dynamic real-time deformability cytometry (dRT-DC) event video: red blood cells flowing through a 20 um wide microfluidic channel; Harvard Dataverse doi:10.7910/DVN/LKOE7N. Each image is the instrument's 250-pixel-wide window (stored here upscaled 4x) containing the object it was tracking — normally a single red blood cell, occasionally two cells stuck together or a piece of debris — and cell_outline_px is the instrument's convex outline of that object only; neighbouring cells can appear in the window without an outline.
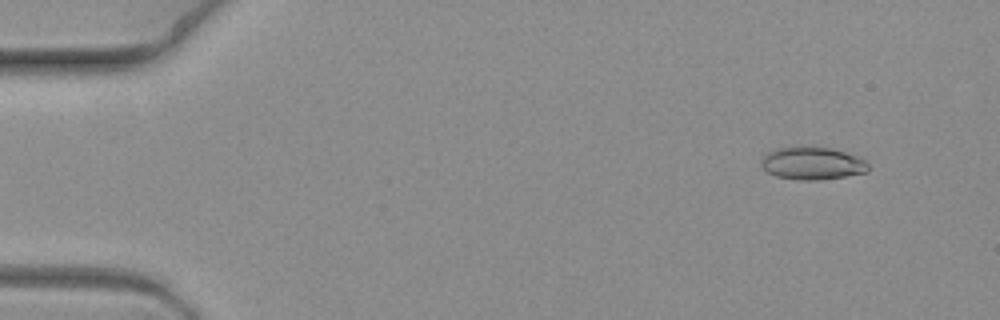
{"species": "common noctule bat (a hibernating species)", "species_latin": "Nyctalus noctula", "temperature_condition": "warm", "stored_images_in_passage": 7, "camera_frame_rate_fps": 3000, "um_per_image_px": 0.085, "animal": {"sex": "female", "body_mass_g": 19.3, "forearm_length_mm": 54.1}, "frame": {"image": 1, "passage_image": 2, "time_ms": 0.333, "image_size_px": [1000, 320], "cell_outline_px": [[868, 172], [844, 176], [816, 180], [800, 180], [776, 176], [768, 172], [760, 164], [760, 160], [768, 152], [776, 148], [832, 148], [856, 156], [864, 160], [868, 164]], "centroid_in_image_um": [69.03, 13.9], "position_along_channel_um": 16.0, "area_um2": 19.88}}
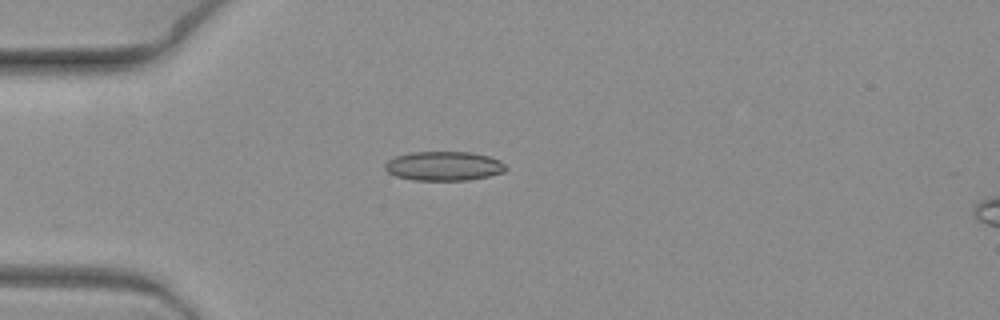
{"frame": {"image": 2, "passage_image": 5, "time_ms": 1.333, "image_size_px": [1000, 320], "cell_outline_px": [[508, 168], [504, 172], [488, 176], [468, 180], [412, 180], [396, 176], [388, 172], [384, 168], [384, 164], [388, 160], [396, 156], [412, 152], [472, 152], [488, 156], [500, 160]], "centroid_in_image_um": [37.73, 14.11], "position_along_channel_um": 47.3, "area_um2": 20.63}}
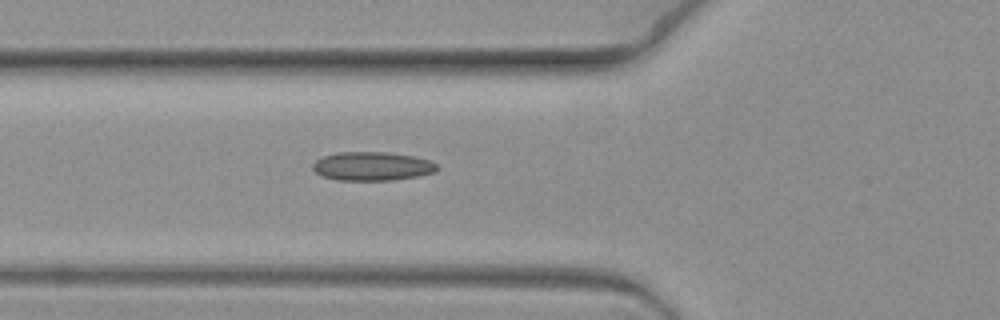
{"frame": {"image": 3, "passage_image": 7, "time_ms": 2.0, "image_size_px": [1000, 320], "cell_outline_px": [[440, 168], [436, 172], [416, 176], [392, 180], [336, 180], [324, 176], [316, 172], [312, 168], [312, 164], [316, 160], [324, 156], [336, 152], [388, 152], [416, 156], [428, 160], [436, 164]], "centroid_in_image_um": [31.65, 14.12], "position_along_channel_um": 94.1, "area_um2": 20.87}}